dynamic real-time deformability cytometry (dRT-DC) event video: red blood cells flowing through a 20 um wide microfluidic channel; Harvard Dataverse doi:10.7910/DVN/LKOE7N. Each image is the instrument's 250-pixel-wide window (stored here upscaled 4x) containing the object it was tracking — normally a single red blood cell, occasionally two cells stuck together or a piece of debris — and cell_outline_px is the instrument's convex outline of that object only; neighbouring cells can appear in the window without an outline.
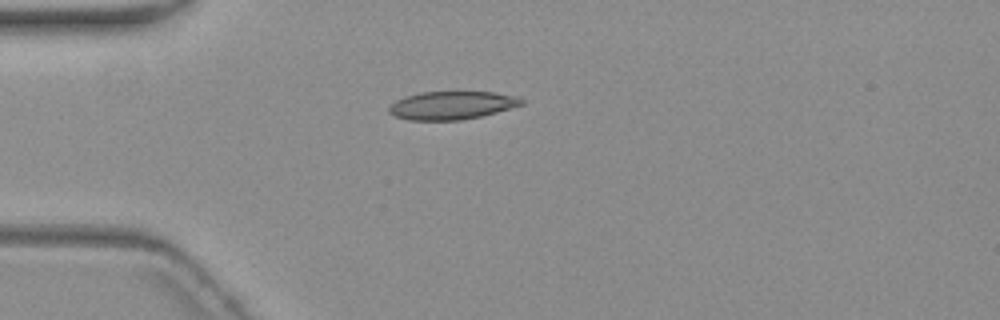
{"species": "common noctule bat (a hibernating species)", "species_latin": "Nyctalus noctula", "temperature_condition": "warm", "stored_images_in_passage": 7, "camera_frame_rate_fps": 3000, "um_per_image_px": 0.085, "animal": {"sex": "female", "body_mass_g": 19.3, "forearm_length_mm": 54.1}, "frame": {"image": 1, "passage_image": 7, "time_ms": 8.0, "image_size_px": [1000, 320], "cell_outline_px": [[524, 104], [496, 112], [480, 116], [460, 120], [408, 120], [392, 116], [388, 112], [388, 108], [396, 100], [404, 96], [420, 92], [496, 92], [520, 96], [524, 100]], "centroid_in_image_um": [38.4, 8.95], "position_along_channel_um": 46.6, "area_um2": 21.91}}